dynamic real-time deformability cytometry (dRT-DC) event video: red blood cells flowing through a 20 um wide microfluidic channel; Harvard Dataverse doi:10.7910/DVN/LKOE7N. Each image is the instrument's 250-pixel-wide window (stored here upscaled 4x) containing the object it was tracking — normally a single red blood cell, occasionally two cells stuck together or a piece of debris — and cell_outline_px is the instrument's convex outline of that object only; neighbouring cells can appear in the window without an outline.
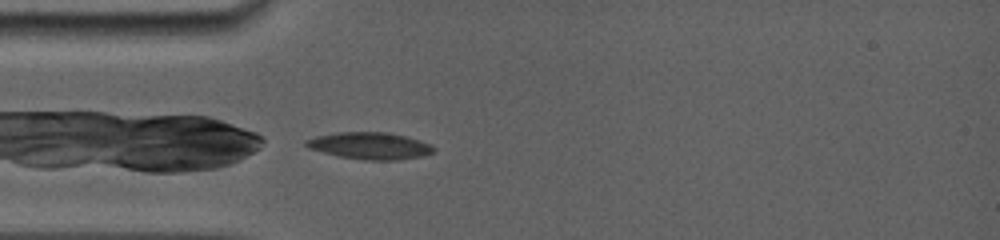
{"species": "common noctule bat (a hibernating species)", "species_latin": "Nyctalus noctula", "temperature_condition": "room temperature", "stored_images_in_passage": 39, "camera_frame_rate_fps": 5000, "um_per_image_px": 0.085, "animal": {"sex": "female", "body_mass_g": 19.0, "forearm_length_mm": 56.7}, "frame": {"image": 1, "passage_image": 1, "time_ms": 0.0, "image_size_px": [1000, 240], "cell_outline_px": [[436, 152], [424, 156], [396, 160], [364, 160], [340, 156], [308, 148], [304, 144], [304, 140], [316, 136], [336, 132], [384, 132], [408, 136], [432, 144], [436, 148]], "centroid_in_image_um": [31.5, 12.39], "position_along_channel_um": 53.5, "area_um2": 20.23}}
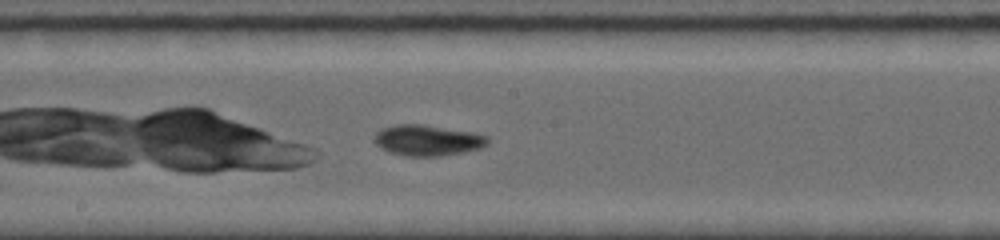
{"frame": {"image": 2, "passage_image": 19, "time_ms": 4.2, "image_size_px": [1000, 240], "cell_outline_px": [[488, 144], [480, 148], [464, 152], [440, 156], [408, 156], [388, 152], [380, 148], [372, 140], [376, 132], [384, 128], [396, 124], [424, 124], [472, 132], [488, 136]], "centroid_in_image_um": [36.32, 11.92], "position_along_channel_um": 211.9, "area_um2": 20.46}}
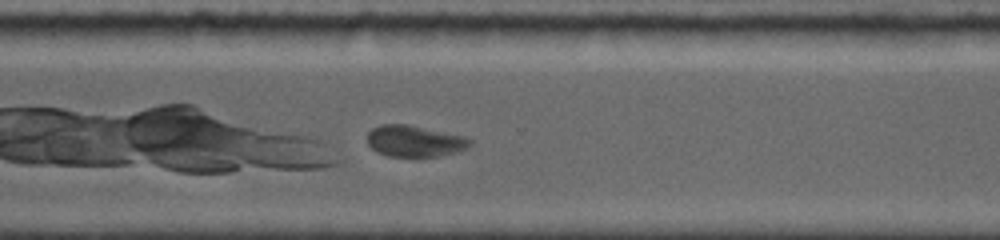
{"frame": {"image": 3, "passage_image": 33, "time_ms": 7.4, "image_size_px": [1000, 240], "cell_outline_px": [[472, 144], [468, 148], [460, 152], [440, 156], [388, 156], [376, 152], [368, 144], [368, 132], [372, 128], [380, 124], [408, 124], [464, 136], [472, 140]], "centroid_in_image_um": [35.27, 11.99], "position_along_channel_um": 335.3, "area_um2": 18.96}, "authors_computed_cell_mechanics": {"area_um2": 19.363, "velocity_mm_per_s": 3.8545, "shape_relaxation_time_tau1_ms": 3.5445, "shape_relaxation_time_tau2_ms": 2.551, "deformation_change_tau1": 0.1309, "deformation_change_tau2": 0.0676}}